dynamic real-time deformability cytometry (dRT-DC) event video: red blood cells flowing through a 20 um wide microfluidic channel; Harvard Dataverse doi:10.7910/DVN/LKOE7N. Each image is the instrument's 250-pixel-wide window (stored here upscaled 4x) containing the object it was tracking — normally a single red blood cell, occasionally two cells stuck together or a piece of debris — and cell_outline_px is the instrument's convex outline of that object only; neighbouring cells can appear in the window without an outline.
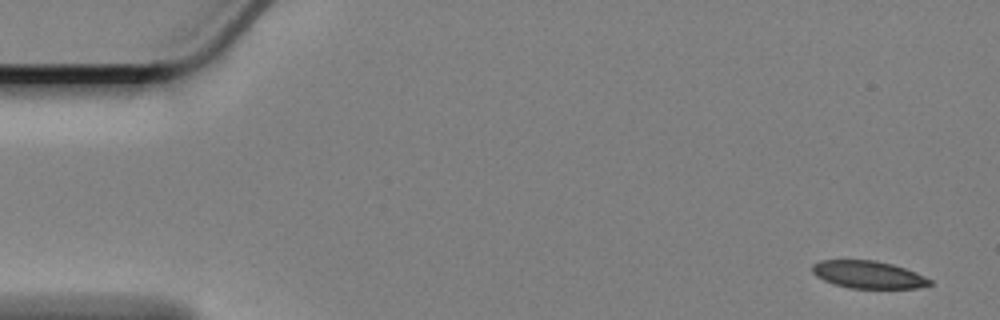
{"species": "Egyptian fruit bat (a non-hibernating species)", "species_latin": "Rousettus aegyptiacus", "temperature_condition": "cold", "stored_images_in_passage": 58, "segment_of_instrument_passage": [1, 2], "camera_frame_rate_fps": 3000, "um_per_image_px": 0.085, "animal": {"sex": "female"}, "frame": {"image": 1, "passage_image": 1, "time_ms": 0.0, "image_size_px": [1000, 320], "cell_outline_px": [[932, 284], [920, 288], [848, 288], [824, 280], [816, 276], [812, 272], [812, 264], [820, 260], [876, 260], [892, 264], [916, 272], [932, 280]], "centroid_in_image_um": [73.81, 23.34], "position_along_channel_um": 11.2, "area_um2": 18.84}}
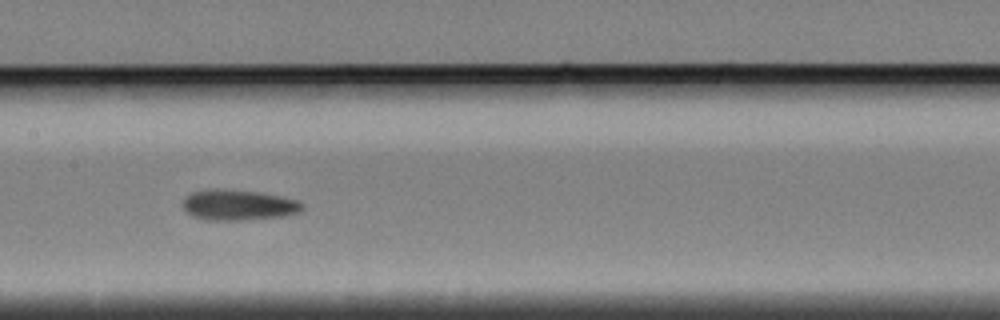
{"frame": {"image": 2, "passage_image": 27, "time_ms": 8.667, "image_size_px": [1000, 320], "cell_outline_px": [[304, 208], [300, 212], [288, 216], [244, 220], [208, 220], [192, 216], [184, 212], [180, 204], [192, 192], [260, 192], [300, 200], [304, 204]], "centroid_in_image_um": [20.35, 17.49], "position_along_channel_um": 187.0, "area_um2": 20.75}}
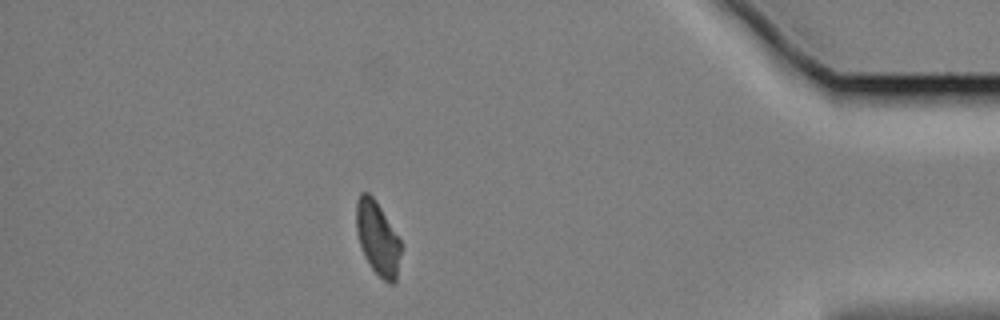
{"frame": {"image": 3, "passage_image": 50, "time_ms": 16.333, "image_size_px": [1000, 320], "cell_outline_px": [[400, 252], [396, 280], [392, 284], [388, 284], [372, 268], [364, 256], [356, 232], [356, 200], [360, 192], [368, 192], [376, 200], [400, 240]], "centroid_in_image_um": [32.07, 20.22], "position_along_channel_um": 403.1, "area_um2": 18.96}}